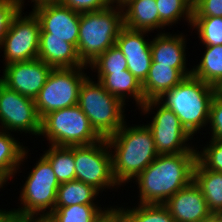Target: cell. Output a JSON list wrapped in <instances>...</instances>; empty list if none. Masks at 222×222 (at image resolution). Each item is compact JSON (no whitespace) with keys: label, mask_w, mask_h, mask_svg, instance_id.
<instances>
[{"label":"cell","mask_w":222,"mask_h":222,"mask_svg":"<svg viewBox=\"0 0 222 222\" xmlns=\"http://www.w3.org/2000/svg\"><path fill=\"white\" fill-rule=\"evenodd\" d=\"M197 153L161 154L133 181L138 184L137 204H164L193 181Z\"/></svg>","instance_id":"1"},{"label":"cell","mask_w":222,"mask_h":222,"mask_svg":"<svg viewBox=\"0 0 222 222\" xmlns=\"http://www.w3.org/2000/svg\"><path fill=\"white\" fill-rule=\"evenodd\" d=\"M128 124L125 122L115 134L106 138L112 155L113 177L120 187L132 183L159 155L147 125L144 122Z\"/></svg>","instance_id":"2"},{"label":"cell","mask_w":222,"mask_h":222,"mask_svg":"<svg viewBox=\"0 0 222 222\" xmlns=\"http://www.w3.org/2000/svg\"><path fill=\"white\" fill-rule=\"evenodd\" d=\"M218 89L190 75L157 100L171 109L194 137L208 126L210 104ZM202 128V129H201Z\"/></svg>","instance_id":"3"},{"label":"cell","mask_w":222,"mask_h":222,"mask_svg":"<svg viewBox=\"0 0 222 222\" xmlns=\"http://www.w3.org/2000/svg\"><path fill=\"white\" fill-rule=\"evenodd\" d=\"M123 27V10L117 6L80 14L77 52L85 65L115 45Z\"/></svg>","instance_id":"4"},{"label":"cell","mask_w":222,"mask_h":222,"mask_svg":"<svg viewBox=\"0 0 222 222\" xmlns=\"http://www.w3.org/2000/svg\"><path fill=\"white\" fill-rule=\"evenodd\" d=\"M90 75L82 82L78 106L88 117L94 130L104 139L115 134L127 121L125 104L108 93Z\"/></svg>","instance_id":"5"},{"label":"cell","mask_w":222,"mask_h":222,"mask_svg":"<svg viewBox=\"0 0 222 222\" xmlns=\"http://www.w3.org/2000/svg\"><path fill=\"white\" fill-rule=\"evenodd\" d=\"M35 164L20 187L19 208L11 209L19 218H46L55 209L60 183L43 156Z\"/></svg>","instance_id":"6"},{"label":"cell","mask_w":222,"mask_h":222,"mask_svg":"<svg viewBox=\"0 0 222 222\" xmlns=\"http://www.w3.org/2000/svg\"><path fill=\"white\" fill-rule=\"evenodd\" d=\"M39 136H44L48 145L68 147L90 145L103 139L78 105L45 115Z\"/></svg>","instance_id":"7"},{"label":"cell","mask_w":222,"mask_h":222,"mask_svg":"<svg viewBox=\"0 0 222 222\" xmlns=\"http://www.w3.org/2000/svg\"><path fill=\"white\" fill-rule=\"evenodd\" d=\"M140 110L141 115H147L150 112L154 114L151 122H147L146 125L152 131L155 148L159 155L197 153V149H195L197 146L191 143V140H194L193 137L171 109L165 107L157 99H151L147 100Z\"/></svg>","instance_id":"8"},{"label":"cell","mask_w":222,"mask_h":222,"mask_svg":"<svg viewBox=\"0 0 222 222\" xmlns=\"http://www.w3.org/2000/svg\"><path fill=\"white\" fill-rule=\"evenodd\" d=\"M77 68H53L37 97L34 99L40 119L52 111L78 105L82 82L88 77L84 70Z\"/></svg>","instance_id":"9"},{"label":"cell","mask_w":222,"mask_h":222,"mask_svg":"<svg viewBox=\"0 0 222 222\" xmlns=\"http://www.w3.org/2000/svg\"><path fill=\"white\" fill-rule=\"evenodd\" d=\"M75 179L97 189L118 190L112 173V155L106 139L94 144L74 146Z\"/></svg>","instance_id":"10"},{"label":"cell","mask_w":222,"mask_h":222,"mask_svg":"<svg viewBox=\"0 0 222 222\" xmlns=\"http://www.w3.org/2000/svg\"><path fill=\"white\" fill-rule=\"evenodd\" d=\"M25 14L20 10L13 18L9 31L0 45V51L4 54V66L38 59L40 23L32 11L28 15Z\"/></svg>","instance_id":"11"},{"label":"cell","mask_w":222,"mask_h":222,"mask_svg":"<svg viewBox=\"0 0 222 222\" xmlns=\"http://www.w3.org/2000/svg\"><path fill=\"white\" fill-rule=\"evenodd\" d=\"M0 130L38 137L41 119L34 100L7 88L0 82Z\"/></svg>","instance_id":"12"},{"label":"cell","mask_w":222,"mask_h":222,"mask_svg":"<svg viewBox=\"0 0 222 222\" xmlns=\"http://www.w3.org/2000/svg\"><path fill=\"white\" fill-rule=\"evenodd\" d=\"M32 12L40 23L39 38L62 39L77 48L81 13L59 2L38 6Z\"/></svg>","instance_id":"13"},{"label":"cell","mask_w":222,"mask_h":222,"mask_svg":"<svg viewBox=\"0 0 222 222\" xmlns=\"http://www.w3.org/2000/svg\"><path fill=\"white\" fill-rule=\"evenodd\" d=\"M52 69L40 59L10 63L3 67L0 82L7 88L34 100Z\"/></svg>","instance_id":"14"},{"label":"cell","mask_w":222,"mask_h":222,"mask_svg":"<svg viewBox=\"0 0 222 222\" xmlns=\"http://www.w3.org/2000/svg\"><path fill=\"white\" fill-rule=\"evenodd\" d=\"M148 33L151 32L132 30L123 26L115 42L127 60V69L141 84L147 78L152 62V40L149 39Z\"/></svg>","instance_id":"15"},{"label":"cell","mask_w":222,"mask_h":222,"mask_svg":"<svg viewBox=\"0 0 222 222\" xmlns=\"http://www.w3.org/2000/svg\"><path fill=\"white\" fill-rule=\"evenodd\" d=\"M164 205L175 222H202L212 215L201 189L194 181L171 196Z\"/></svg>","instance_id":"16"},{"label":"cell","mask_w":222,"mask_h":222,"mask_svg":"<svg viewBox=\"0 0 222 222\" xmlns=\"http://www.w3.org/2000/svg\"><path fill=\"white\" fill-rule=\"evenodd\" d=\"M154 37L151 42L152 62L177 68L186 77L192 75V68H187V34L186 36L182 32L170 34L163 30Z\"/></svg>","instance_id":"17"},{"label":"cell","mask_w":222,"mask_h":222,"mask_svg":"<svg viewBox=\"0 0 222 222\" xmlns=\"http://www.w3.org/2000/svg\"><path fill=\"white\" fill-rule=\"evenodd\" d=\"M96 77L108 93L119 98L125 105L130 102V98L133 102L135 100L138 109L146 102L142 84L128 69L112 74H97Z\"/></svg>","instance_id":"18"},{"label":"cell","mask_w":222,"mask_h":222,"mask_svg":"<svg viewBox=\"0 0 222 222\" xmlns=\"http://www.w3.org/2000/svg\"><path fill=\"white\" fill-rule=\"evenodd\" d=\"M38 59L52 68H77L85 65L77 48L58 38H39Z\"/></svg>","instance_id":"19"},{"label":"cell","mask_w":222,"mask_h":222,"mask_svg":"<svg viewBox=\"0 0 222 222\" xmlns=\"http://www.w3.org/2000/svg\"><path fill=\"white\" fill-rule=\"evenodd\" d=\"M123 26L132 30L160 31L156 0H130L123 7ZM158 29V30H157Z\"/></svg>","instance_id":"20"},{"label":"cell","mask_w":222,"mask_h":222,"mask_svg":"<svg viewBox=\"0 0 222 222\" xmlns=\"http://www.w3.org/2000/svg\"><path fill=\"white\" fill-rule=\"evenodd\" d=\"M185 77L177 68L151 62L147 78L142 83L145 100L158 99L164 92L178 85Z\"/></svg>","instance_id":"21"},{"label":"cell","mask_w":222,"mask_h":222,"mask_svg":"<svg viewBox=\"0 0 222 222\" xmlns=\"http://www.w3.org/2000/svg\"><path fill=\"white\" fill-rule=\"evenodd\" d=\"M21 143L18 138L14 137L13 133L0 130V174L7 181L13 179L18 171L22 172L20 166L26 162L24 160L28 159V154H31L28 153V146Z\"/></svg>","instance_id":"22"},{"label":"cell","mask_w":222,"mask_h":222,"mask_svg":"<svg viewBox=\"0 0 222 222\" xmlns=\"http://www.w3.org/2000/svg\"><path fill=\"white\" fill-rule=\"evenodd\" d=\"M193 181L201 189L209 211L213 214L222 210V172L206 169L196 160Z\"/></svg>","instance_id":"23"},{"label":"cell","mask_w":222,"mask_h":222,"mask_svg":"<svg viewBox=\"0 0 222 222\" xmlns=\"http://www.w3.org/2000/svg\"><path fill=\"white\" fill-rule=\"evenodd\" d=\"M99 191L93 186L79 180L60 183L57 189L55 207L72 205H99L95 201ZM97 203V204H96Z\"/></svg>","instance_id":"24"},{"label":"cell","mask_w":222,"mask_h":222,"mask_svg":"<svg viewBox=\"0 0 222 222\" xmlns=\"http://www.w3.org/2000/svg\"><path fill=\"white\" fill-rule=\"evenodd\" d=\"M204 47L201 60L192 66V75L218 89L222 85V45Z\"/></svg>","instance_id":"25"},{"label":"cell","mask_w":222,"mask_h":222,"mask_svg":"<svg viewBox=\"0 0 222 222\" xmlns=\"http://www.w3.org/2000/svg\"><path fill=\"white\" fill-rule=\"evenodd\" d=\"M101 206L100 204L55 207L46 219L49 222H98L112 207Z\"/></svg>","instance_id":"26"},{"label":"cell","mask_w":222,"mask_h":222,"mask_svg":"<svg viewBox=\"0 0 222 222\" xmlns=\"http://www.w3.org/2000/svg\"><path fill=\"white\" fill-rule=\"evenodd\" d=\"M41 155L51 164L59 183L75 180L74 146L49 145Z\"/></svg>","instance_id":"27"},{"label":"cell","mask_w":222,"mask_h":222,"mask_svg":"<svg viewBox=\"0 0 222 222\" xmlns=\"http://www.w3.org/2000/svg\"><path fill=\"white\" fill-rule=\"evenodd\" d=\"M114 207L123 222H175L164 204H138L132 208H124L123 205Z\"/></svg>","instance_id":"28"},{"label":"cell","mask_w":222,"mask_h":222,"mask_svg":"<svg viewBox=\"0 0 222 222\" xmlns=\"http://www.w3.org/2000/svg\"><path fill=\"white\" fill-rule=\"evenodd\" d=\"M160 18V29L178 24L182 19L192 24L193 4L189 0H156Z\"/></svg>","instance_id":"29"},{"label":"cell","mask_w":222,"mask_h":222,"mask_svg":"<svg viewBox=\"0 0 222 222\" xmlns=\"http://www.w3.org/2000/svg\"><path fill=\"white\" fill-rule=\"evenodd\" d=\"M191 28L203 46L222 45V17H192Z\"/></svg>","instance_id":"30"},{"label":"cell","mask_w":222,"mask_h":222,"mask_svg":"<svg viewBox=\"0 0 222 222\" xmlns=\"http://www.w3.org/2000/svg\"><path fill=\"white\" fill-rule=\"evenodd\" d=\"M97 74H112L127 70V60L118 46L115 44L100 54L88 65Z\"/></svg>","instance_id":"31"},{"label":"cell","mask_w":222,"mask_h":222,"mask_svg":"<svg viewBox=\"0 0 222 222\" xmlns=\"http://www.w3.org/2000/svg\"><path fill=\"white\" fill-rule=\"evenodd\" d=\"M197 160L209 170L222 172V140H209L203 147H196Z\"/></svg>","instance_id":"32"},{"label":"cell","mask_w":222,"mask_h":222,"mask_svg":"<svg viewBox=\"0 0 222 222\" xmlns=\"http://www.w3.org/2000/svg\"><path fill=\"white\" fill-rule=\"evenodd\" d=\"M26 0H0V45L9 31L13 18L24 11Z\"/></svg>","instance_id":"33"},{"label":"cell","mask_w":222,"mask_h":222,"mask_svg":"<svg viewBox=\"0 0 222 222\" xmlns=\"http://www.w3.org/2000/svg\"><path fill=\"white\" fill-rule=\"evenodd\" d=\"M208 129L211 139L222 140V93L217 92L210 104Z\"/></svg>","instance_id":"34"},{"label":"cell","mask_w":222,"mask_h":222,"mask_svg":"<svg viewBox=\"0 0 222 222\" xmlns=\"http://www.w3.org/2000/svg\"><path fill=\"white\" fill-rule=\"evenodd\" d=\"M59 3L79 13L96 12L113 6L112 0H59Z\"/></svg>","instance_id":"35"},{"label":"cell","mask_w":222,"mask_h":222,"mask_svg":"<svg viewBox=\"0 0 222 222\" xmlns=\"http://www.w3.org/2000/svg\"><path fill=\"white\" fill-rule=\"evenodd\" d=\"M193 17H222V0H198L193 4Z\"/></svg>","instance_id":"36"},{"label":"cell","mask_w":222,"mask_h":222,"mask_svg":"<svg viewBox=\"0 0 222 222\" xmlns=\"http://www.w3.org/2000/svg\"><path fill=\"white\" fill-rule=\"evenodd\" d=\"M98 222H123L119 212L114 206Z\"/></svg>","instance_id":"37"},{"label":"cell","mask_w":222,"mask_h":222,"mask_svg":"<svg viewBox=\"0 0 222 222\" xmlns=\"http://www.w3.org/2000/svg\"><path fill=\"white\" fill-rule=\"evenodd\" d=\"M0 222H20V218L12 210L2 208L0 210Z\"/></svg>","instance_id":"38"},{"label":"cell","mask_w":222,"mask_h":222,"mask_svg":"<svg viewBox=\"0 0 222 222\" xmlns=\"http://www.w3.org/2000/svg\"><path fill=\"white\" fill-rule=\"evenodd\" d=\"M32 4L33 9L41 6V5H45V4H51V3H58L59 0H30Z\"/></svg>","instance_id":"39"},{"label":"cell","mask_w":222,"mask_h":222,"mask_svg":"<svg viewBox=\"0 0 222 222\" xmlns=\"http://www.w3.org/2000/svg\"><path fill=\"white\" fill-rule=\"evenodd\" d=\"M20 222H49L46 218H20Z\"/></svg>","instance_id":"40"},{"label":"cell","mask_w":222,"mask_h":222,"mask_svg":"<svg viewBox=\"0 0 222 222\" xmlns=\"http://www.w3.org/2000/svg\"><path fill=\"white\" fill-rule=\"evenodd\" d=\"M130 0H112L113 6H117L122 8L126 3H128Z\"/></svg>","instance_id":"41"},{"label":"cell","mask_w":222,"mask_h":222,"mask_svg":"<svg viewBox=\"0 0 222 222\" xmlns=\"http://www.w3.org/2000/svg\"><path fill=\"white\" fill-rule=\"evenodd\" d=\"M218 222H222V210L216 211L212 214Z\"/></svg>","instance_id":"42"},{"label":"cell","mask_w":222,"mask_h":222,"mask_svg":"<svg viewBox=\"0 0 222 222\" xmlns=\"http://www.w3.org/2000/svg\"><path fill=\"white\" fill-rule=\"evenodd\" d=\"M8 181L0 174V189H3L4 187L3 186H7V183ZM1 210V209H0Z\"/></svg>","instance_id":"43"},{"label":"cell","mask_w":222,"mask_h":222,"mask_svg":"<svg viewBox=\"0 0 222 222\" xmlns=\"http://www.w3.org/2000/svg\"><path fill=\"white\" fill-rule=\"evenodd\" d=\"M202 222H218V221L213 215H211L209 218L203 220Z\"/></svg>","instance_id":"44"},{"label":"cell","mask_w":222,"mask_h":222,"mask_svg":"<svg viewBox=\"0 0 222 222\" xmlns=\"http://www.w3.org/2000/svg\"><path fill=\"white\" fill-rule=\"evenodd\" d=\"M218 92L222 93V85L218 88Z\"/></svg>","instance_id":"45"},{"label":"cell","mask_w":222,"mask_h":222,"mask_svg":"<svg viewBox=\"0 0 222 222\" xmlns=\"http://www.w3.org/2000/svg\"><path fill=\"white\" fill-rule=\"evenodd\" d=\"M192 4H194L198 0H189Z\"/></svg>","instance_id":"46"}]
</instances>
